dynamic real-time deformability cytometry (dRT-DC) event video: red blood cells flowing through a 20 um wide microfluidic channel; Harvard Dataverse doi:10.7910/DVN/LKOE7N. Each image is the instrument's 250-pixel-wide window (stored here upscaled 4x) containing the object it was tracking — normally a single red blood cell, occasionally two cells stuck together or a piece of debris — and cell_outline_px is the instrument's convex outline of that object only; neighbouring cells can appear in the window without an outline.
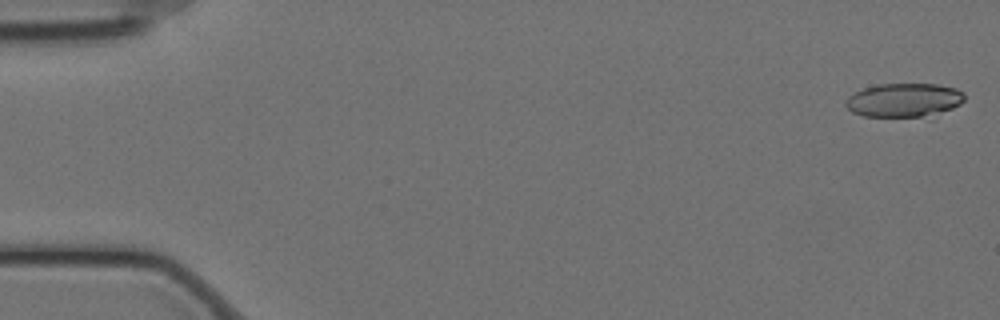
{"species": "Egyptian fruit bat (a non-hibernating species)", "species_latin": "Rousettus aegyptiacus", "temperature_condition": "cold", "stored_images_in_passage": 58, "camera_frame_rate_fps": 3000, "um_per_image_px": 0.085, "animal": {"sex": "female"}, "frame": {"image": 1, "passage_image": 1, "time_ms": 0.0, "image_size_px": [1000, 320], "cell_outline_px": [[964, 100], [960, 104], [952, 108], [920, 116], [864, 116], [852, 112], [844, 104], [848, 96], [864, 88], [876, 84], [936, 84], [956, 88], [964, 92]], "centroid_in_image_um": [76.81, 8.48], "position_along_channel_um": 8.2, "area_um2": 23.0}}
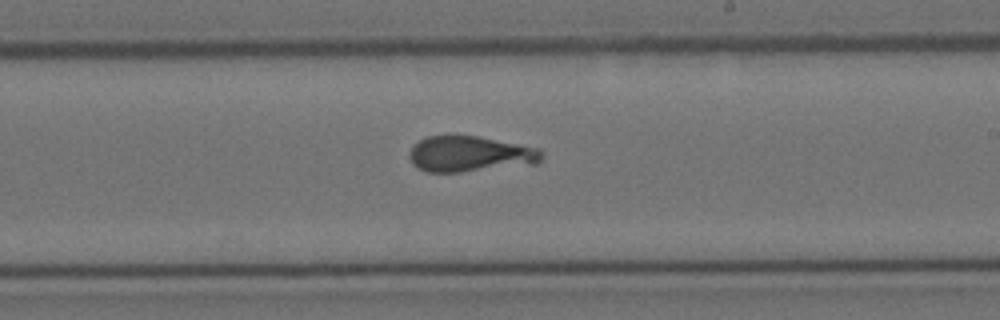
{"frame": {"image": 2, "passage_image": 34, "time_ms": 11.0, "image_size_px": [1000, 320], "cell_outline_px": [[544, 156], [536, 164], [460, 172], [428, 172], [416, 168], [412, 164], [408, 156], [408, 152], [412, 144], [428, 136], [448, 132], [480, 136], [540, 148], [544, 152]], "centroid_in_image_um": [39.91, 13.05], "position_along_channel_um": 249.1, "area_um2": 28.73}}
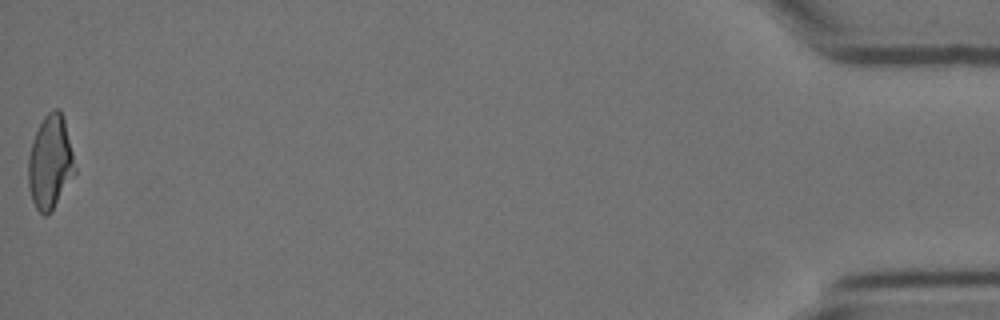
{"frame": {"image": 3, "passage_image": 58, "time_ms": 19.0, "image_size_px": [1000, 320], "cell_outline_px": [[76, 172], [52, 212], [48, 216], [44, 216], [36, 208], [32, 200], [28, 188], [28, 160], [32, 140], [44, 116], [52, 108], [60, 108], [64, 120], [76, 168]], "centroid_in_image_um": [4.26, 13.82], "position_along_channel_um": 430.9, "area_um2": 25.55}}